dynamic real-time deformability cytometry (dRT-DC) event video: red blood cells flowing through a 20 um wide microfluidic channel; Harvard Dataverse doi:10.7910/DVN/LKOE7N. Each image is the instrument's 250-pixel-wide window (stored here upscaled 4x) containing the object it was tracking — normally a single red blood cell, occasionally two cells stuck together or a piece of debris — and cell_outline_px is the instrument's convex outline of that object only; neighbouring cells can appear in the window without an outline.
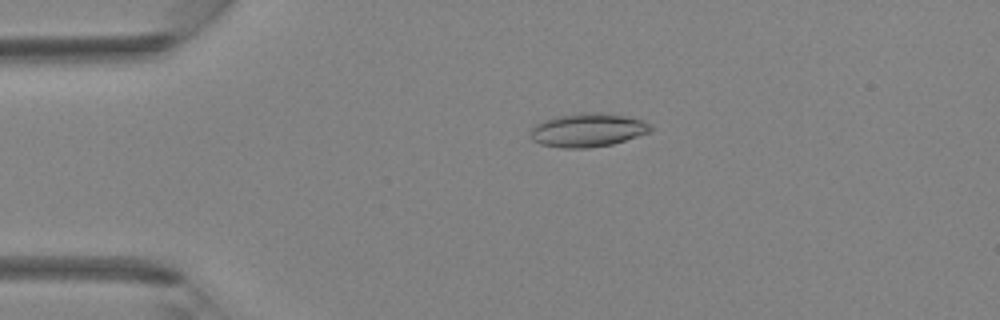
{"species": "Egyptian fruit bat (a non-hibernating species)", "species_latin": "Rousettus aegyptiacus", "temperature_condition": "room temperature", "stored_images_in_passage": 38, "camera_frame_rate_fps": 3000, "um_per_image_px": 0.085, "animal": {"sex": "female"}, "frame": {"image": 1, "passage_image": 6, "time_ms": 1.667, "image_size_px": [1000, 320], "cell_outline_px": [[652, 132], [612, 144], [588, 148], [564, 148], [540, 144], [532, 140], [532, 128], [536, 124], [544, 120], [556, 116], [580, 112], [600, 112], [624, 116], [644, 120], [652, 128]], "centroid_in_image_um": [49.97, 11.05], "position_along_channel_um": 35.0, "area_um2": 23.52}}
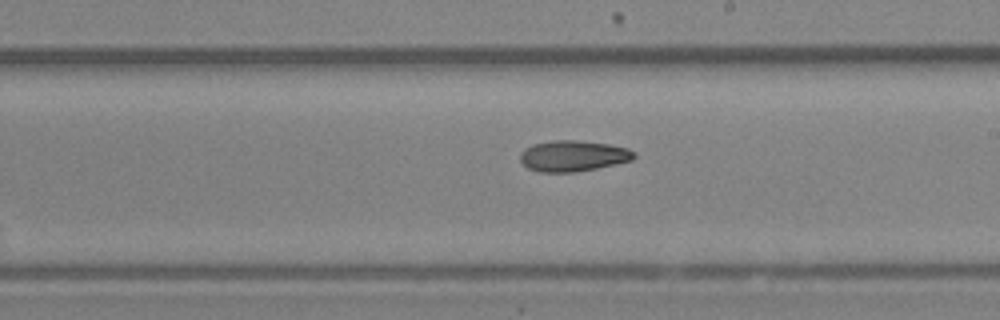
{"frame": {"image": 2, "passage_image": 21, "time_ms": 6.667, "image_size_px": [1000, 320], "cell_outline_px": [[636, 156], [632, 160], [616, 164], [576, 172], [540, 172], [528, 168], [520, 160], [520, 152], [524, 148], [532, 144], [552, 140], [576, 140], [608, 144], [628, 148], [636, 152]], "centroid_in_image_um": [48.71, 13.25], "position_along_channel_um": 240.3, "area_um2": 20.63}}
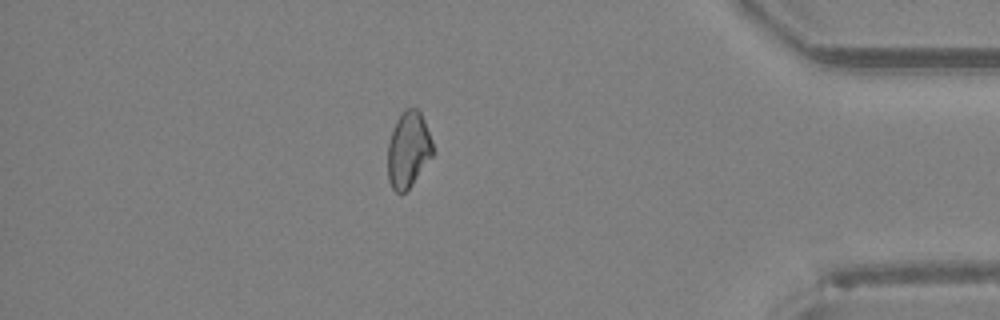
{"frame": {"image": 3, "passage_image": 33, "time_ms": 10.667, "image_size_px": [1000, 320], "cell_outline_px": [[432, 156], [412, 184], [404, 192], [396, 192], [392, 188], [388, 180], [388, 144], [396, 120], [404, 108], [416, 108], [420, 112], [424, 120], [432, 140]], "centroid_in_image_um": [34.69, 12.7], "position_along_channel_um": 400.5, "area_um2": 19.71}}